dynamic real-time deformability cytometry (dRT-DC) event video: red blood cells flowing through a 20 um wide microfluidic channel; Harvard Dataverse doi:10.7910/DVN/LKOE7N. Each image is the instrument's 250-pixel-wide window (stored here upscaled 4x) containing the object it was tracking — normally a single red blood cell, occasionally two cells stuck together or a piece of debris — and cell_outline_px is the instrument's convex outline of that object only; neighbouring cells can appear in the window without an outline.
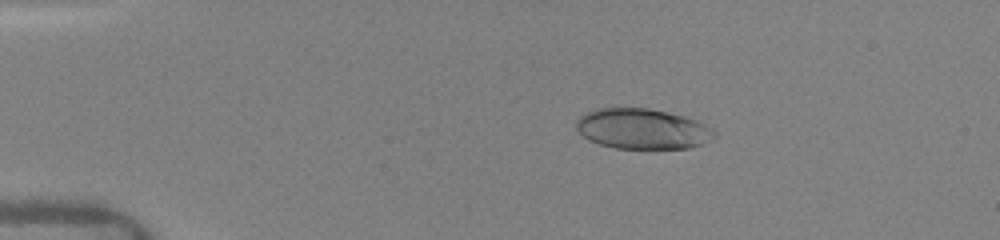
{"species": "human", "species_latin": "Homo sapiens", "temperature_condition": "warm", "stored_images_in_passage": 41, "camera_frame_rate_fps": 3000, "um_per_image_px": 0.085, "donor": {"sex": "female"}, "frame": {"image": 1, "passage_image": 6, "time_ms": 3.0, "image_size_px": [1000, 240], "cell_outline_px": [[716, 136], [700, 144], [688, 148], [616, 148], [600, 144], [584, 136], [576, 128], [576, 120], [580, 116], [596, 108], [648, 108], [684, 116], [696, 120], [712, 128], [716, 132]], "centroid_in_image_um": [54.61, 10.94], "position_along_channel_um": 30.4, "area_um2": 32.14}}
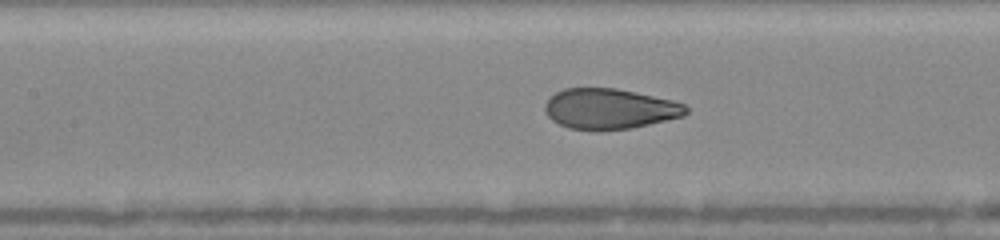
{"frame": {"image": 2, "passage_image": 15, "time_ms": 7.667, "image_size_px": [1000, 240], "cell_outline_px": [[688, 112], [684, 116], [632, 128], [596, 132], [568, 128], [552, 120], [544, 112], [544, 104], [556, 92], [564, 88], [616, 88], [672, 100], [684, 104], [688, 108]], "centroid_in_image_um": [51.8, 9.27], "position_along_channel_um": 155.6, "area_um2": 33.58}}
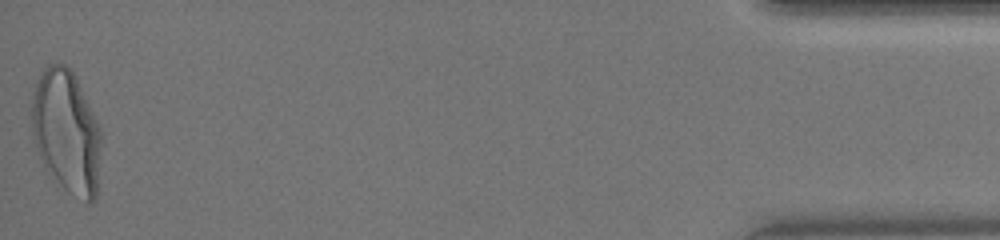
{"frame": {"image": 3, "passage_image": 41, "time_ms": 16.333, "image_size_px": [1000, 240], "cell_outline_px": [[100, 144], [96, 196], [88, 204], [68, 192], [44, 168], [32, 140], [32, 100], [36, 84], [44, 68], [48, 64], [64, 64], [72, 72], [100, 128]], "centroid_in_image_um": [5.61, 11.23], "position_along_channel_um": 429.6, "area_um2": 49.13}, "authors_computed_cell_mechanics": {"area_um2": 34.391, "velocity_mm_per_s": 4.1076, "shape_relaxation_time_tau1_ms": 4.1727, "shape_relaxation_time_tau2_ms": null, "deformation_change_tau1": 0.199, "deformation_change_tau2": null}}